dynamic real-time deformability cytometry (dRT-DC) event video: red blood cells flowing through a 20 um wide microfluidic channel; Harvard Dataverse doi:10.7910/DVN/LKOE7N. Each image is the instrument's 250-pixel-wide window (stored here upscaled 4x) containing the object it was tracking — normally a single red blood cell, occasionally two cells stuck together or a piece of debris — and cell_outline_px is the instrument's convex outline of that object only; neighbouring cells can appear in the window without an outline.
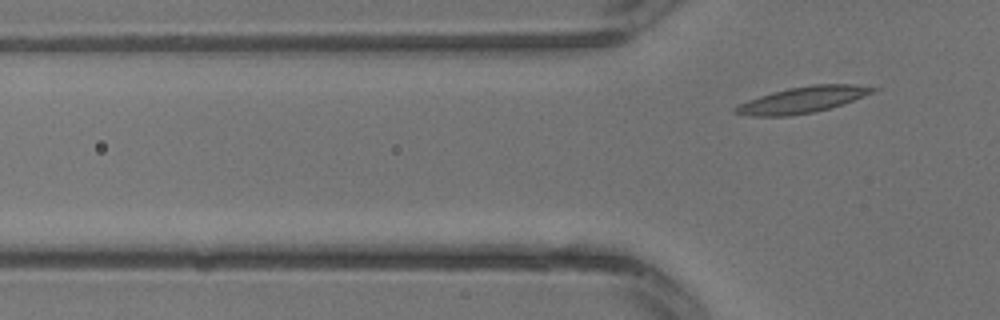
{"species": "common noctule bat (a hibernating species)", "species_latin": "Nyctalus noctula", "temperature_condition": "warm", "stored_images_in_passage": 2, "camera_frame_rate_fps": 3000, "um_per_image_px": 0.085, "animal": {"sex": "male", "body_mass_g": 13.3}, "frame": {"image": 1, "passage_image": 2, "time_ms": 0.333, "image_size_px": [1000, 320], "cell_outline_px": [[880, 88], [872, 92], [852, 100], [828, 108], [812, 112], [788, 116], [748, 116], [732, 112], [732, 108], [748, 100], [772, 92], [788, 88], [812, 84], [852, 84]], "centroid_in_image_um": [68.15, 8.48], "position_along_channel_um": 57.7, "area_um2": 20.63}}